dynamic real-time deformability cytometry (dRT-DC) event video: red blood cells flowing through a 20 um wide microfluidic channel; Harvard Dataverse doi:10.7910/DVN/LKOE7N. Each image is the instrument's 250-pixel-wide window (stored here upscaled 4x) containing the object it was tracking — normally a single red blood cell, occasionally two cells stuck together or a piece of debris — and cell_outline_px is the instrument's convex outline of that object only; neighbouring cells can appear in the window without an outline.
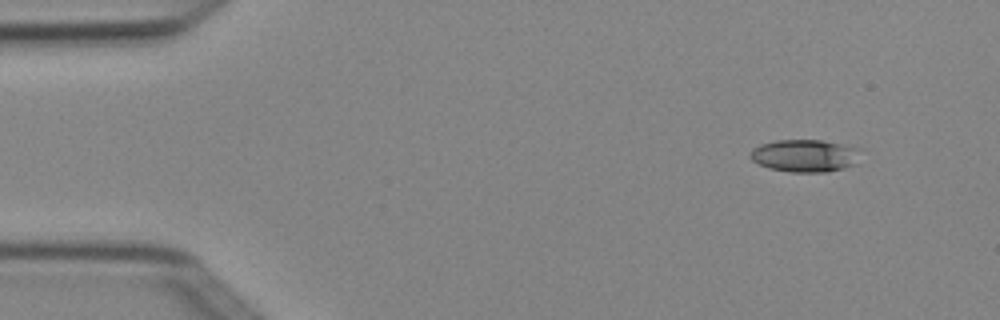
{"species": "Egyptian fruit bat (a non-hibernating species)", "species_latin": "Rousettus aegyptiacus", "temperature_condition": "cold", "stored_images_in_passage": 5, "camera_frame_rate_fps": 3000, "um_per_image_px": 0.085, "animal": {"sex": "female"}, "frame": {"image": 1, "passage_image": 1, "time_ms": 0.0, "image_size_px": [1000, 320], "cell_outline_px": [[864, 148], [856, 164], [844, 168], [828, 172], [788, 172], [768, 168], [752, 160], [748, 156], [752, 148], [760, 144], [776, 140], [820, 140]], "centroid_in_image_um": [68.45, 13.23], "position_along_channel_um": 16.5, "area_um2": 21.33}}
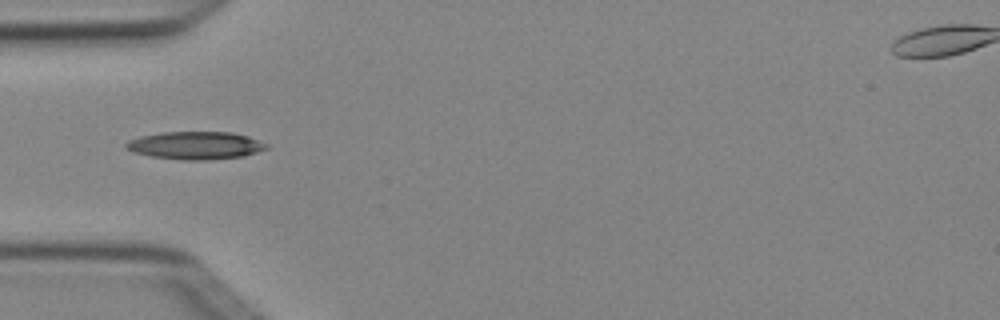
{"frame": {"image": 2, "passage_image": 4, "time_ms": 1.0, "image_size_px": [1000, 320], "cell_outline_px": [[268, 148], [244, 156], [204, 160], [184, 160], [152, 156], [132, 152], [124, 148], [124, 144], [128, 140], [140, 136], [164, 132], [232, 132], [248, 136], [268, 144]], "centroid_in_image_um": [16.59, 12.36], "position_along_channel_um": 68.4, "area_um2": 22.72}}
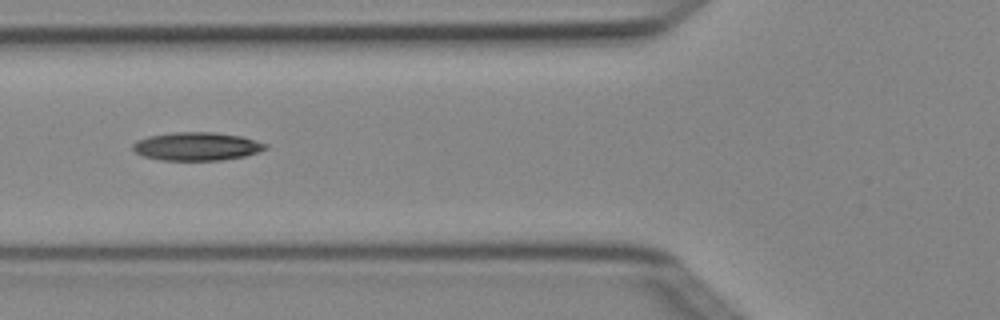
{"frame": {"image": 3, "passage_image": 5, "time_ms": 1.333, "image_size_px": [1000, 320], "cell_outline_px": [[268, 148], [244, 156], [220, 160], [160, 160], [144, 156], [136, 152], [132, 148], [132, 144], [136, 140], [148, 136], [172, 132], [212, 132], [240, 136], [256, 140], [268, 144]], "centroid_in_image_um": [16.7, 12.43], "position_along_channel_um": 109.1, "area_um2": 21.79}}